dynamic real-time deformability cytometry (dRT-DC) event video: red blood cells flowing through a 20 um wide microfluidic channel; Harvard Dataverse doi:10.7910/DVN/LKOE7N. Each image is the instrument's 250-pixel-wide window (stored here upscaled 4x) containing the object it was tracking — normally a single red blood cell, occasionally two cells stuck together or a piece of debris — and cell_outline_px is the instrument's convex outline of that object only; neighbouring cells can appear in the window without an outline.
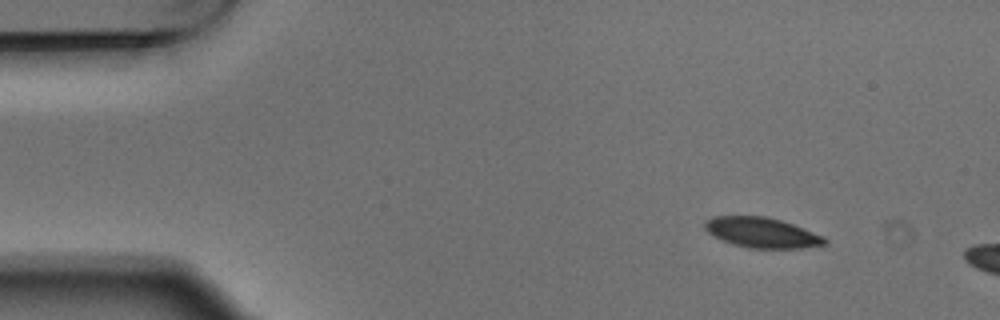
{"species": "Egyptian fruit bat (a non-hibernating species)", "species_latin": "Rousettus aegyptiacus", "temperature_condition": "warm", "stored_images_in_passage": 2, "camera_frame_rate_fps": 3000, "um_per_image_px": 0.085, "animal": {"sex": "male"}, "frame": {"image": 1, "passage_image": 1, "time_ms": 0.0, "image_size_px": [1000, 320], "cell_outline_px": [[828, 244], [800, 248], [748, 248], [732, 244], [708, 232], [704, 228], [704, 220], [712, 216], [768, 216], [804, 228], [824, 236], [828, 240]], "centroid_in_image_um": [64.77, 19.76], "position_along_channel_um": 20.2, "area_um2": 21.15}}